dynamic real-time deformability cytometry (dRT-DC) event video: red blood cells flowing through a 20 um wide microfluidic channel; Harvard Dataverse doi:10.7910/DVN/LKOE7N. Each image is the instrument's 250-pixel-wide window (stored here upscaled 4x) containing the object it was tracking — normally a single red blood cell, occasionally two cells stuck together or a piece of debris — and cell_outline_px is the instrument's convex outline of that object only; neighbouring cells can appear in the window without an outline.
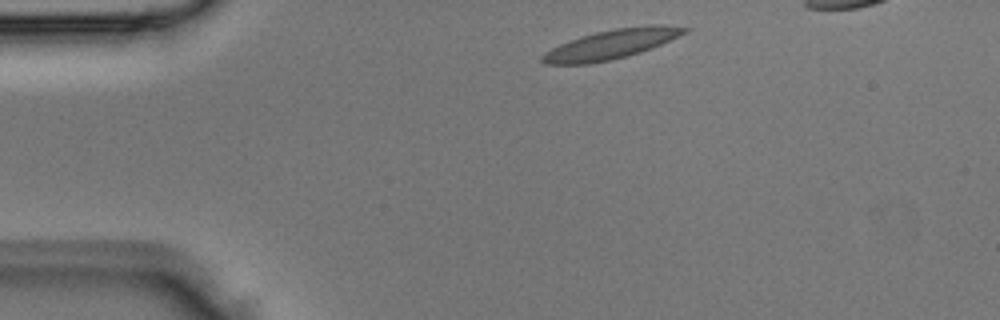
{"species": "Egyptian fruit bat (a non-hibernating species)", "species_latin": "Rousettus aegyptiacus", "temperature_condition": "room temperature", "stored_images_in_passage": 3, "camera_frame_rate_fps": 3000, "um_per_image_px": 0.085, "animal": {"sex": "male"}, "frame": {"image": 1, "passage_image": 1, "time_ms": 0.0, "image_size_px": [1000, 320], "cell_outline_px": [[692, 28], [688, 32], [652, 48], [628, 56], [612, 60], [588, 64], [544, 64], [540, 60], [540, 56], [544, 52], [568, 40], [580, 36], [596, 32], [616, 28], [648, 24], [664, 24]], "centroid_in_image_um": [51.98, 3.75], "position_along_channel_um": 33.0, "area_um2": 24.74}}